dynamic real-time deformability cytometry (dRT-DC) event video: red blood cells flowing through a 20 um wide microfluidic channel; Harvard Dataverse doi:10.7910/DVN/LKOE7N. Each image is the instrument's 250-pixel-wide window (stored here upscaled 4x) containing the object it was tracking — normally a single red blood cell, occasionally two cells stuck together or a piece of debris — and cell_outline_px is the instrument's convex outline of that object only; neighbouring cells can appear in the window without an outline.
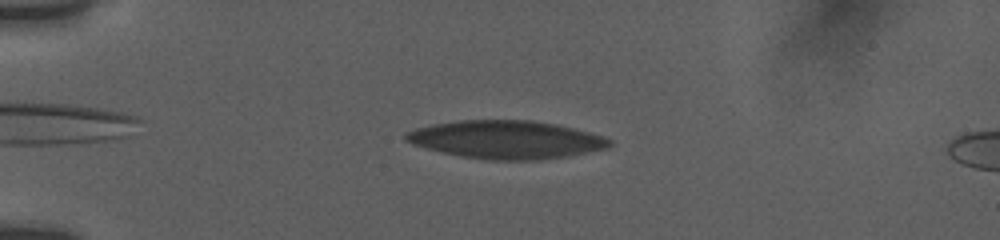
{"species": "human", "species_latin": "Homo sapiens", "temperature_condition": "room temperature", "stored_images_in_passage": 14, "camera_frame_rate_fps": 3000, "um_per_image_px": 0.085, "donor": {"sex": "female"}, "frame": {"image": 1, "passage_image": 8, "time_ms": 2.333, "image_size_px": [1000, 240], "cell_outline_px": [[612, 144], [608, 148], [568, 156], [540, 160], [488, 160], [460, 156], [440, 152], [412, 144], [404, 140], [404, 136], [408, 132], [416, 128], [436, 124], [460, 120], [532, 120], [556, 124], [604, 136], [612, 140]], "centroid_in_image_um": [43.04, 11.88], "position_along_channel_um": 42.0, "area_um2": 45.2}}
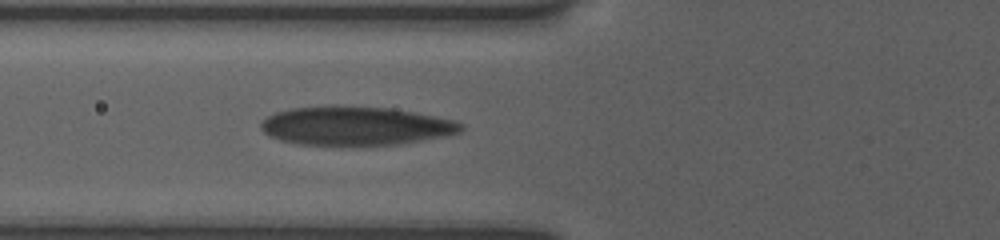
{"frame": {"image": 2, "passage_image": 14, "time_ms": 5.0, "image_size_px": [1000, 240], "cell_outline_px": [[464, 128], [460, 132], [448, 136], [400, 144], [360, 148], [340, 148], [300, 144], [280, 140], [264, 132], [260, 128], [260, 124], [268, 116], [276, 112], [292, 108], [324, 104], [336, 104], [392, 108], [456, 120], [464, 124]], "centroid_in_image_um": [30.24, 10.73], "position_along_channel_um": 95.6, "area_um2": 47.28}}